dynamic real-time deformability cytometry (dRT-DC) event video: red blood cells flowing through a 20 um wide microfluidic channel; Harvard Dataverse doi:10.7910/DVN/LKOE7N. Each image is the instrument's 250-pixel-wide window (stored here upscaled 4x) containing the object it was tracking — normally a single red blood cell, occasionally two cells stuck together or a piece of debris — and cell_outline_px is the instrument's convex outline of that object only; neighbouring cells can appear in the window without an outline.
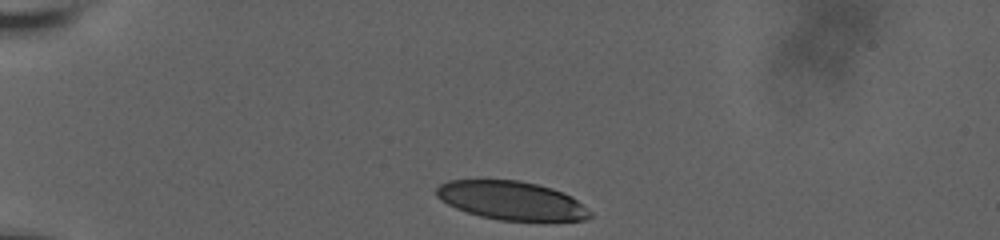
{"species": "human", "species_latin": "Homo sapiens", "temperature_condition": "room temperature", "stored_images_in_passage": 36, "camera_frame_rate_fps": 3000, "um_per_image_px": 0.085, "donor": {"sex": "male"}, "frame": {"image": 1, "passage_image": 1, "time_ms": 0.0, "image_size_px": [1000, 240], "cell_outline_px": [[592, 216], [584, 220], [500, 220], [480, 216], [456, 208], [440, 200], [436, 196], [436, 188], [440, 184], [448, 180], [520, 180], [552, 188], [564, 192], [572, 196], [592, 212]], "centroid_in_image_um": [43.47, 17.03], "position_along_channel_um": 41.5, "area_um2": 34.45}}
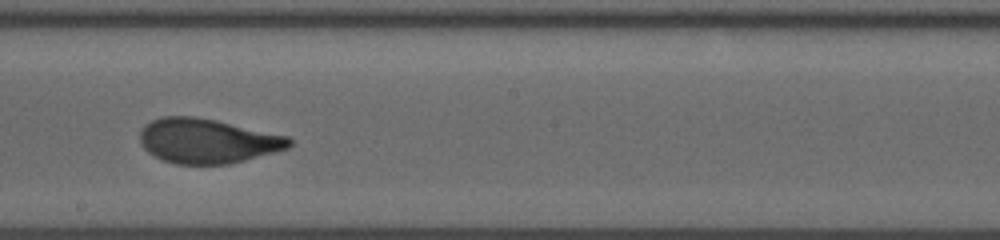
{"frame": {"image": 2, "passage_image": 21, "time_ms": 6.667, "image_size_px": [1000, 240], "cell_outline_px": [[292, 144], [288, 148], [276, 152], [228, 164], [176, 164], [160, 160], [148, 152], [140, 144], [140, 132], [144, 124], [152, 120], [164, 116], [192, 116], [216, 120], [288, 136], [292, 140]], "centroid_in_image_um": [17.6, 11.98], "position_along_channel_um": 230.6, "area_um2": 38.96}}
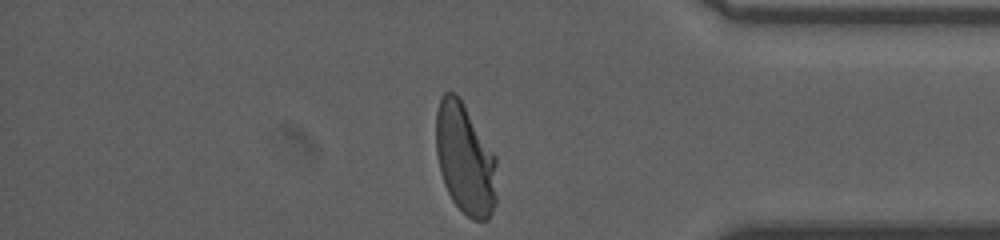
{"frame": {"image": 3, "passage_image": 36, "time_ms": 11.667, "image_size_px": [1000, 240], "cell_outline_px": [[496, 204], [488, 220], [472, 220], [452, 200], [444, 184], [440, 172], [436, 152], [436, 112], [440, 96], [444, 92], [456, 92], [460, 96], [496, 156]], "centroid_in_image_um": [39.53, 13.48], "position_along_channel_um": 395.7, "area_um2": 39.77}, "authors_computed_cell_mechanics": {"area_um2": 38.9861, "velocity_mm_per_s": 3.6346, "shape_relaxation_time_tau1_ms": 4.5888, "shape_relaxation_time_tau2_ms": null, "deformation_change_tau1": 0.1901, "deformation_change_tau2": null}}